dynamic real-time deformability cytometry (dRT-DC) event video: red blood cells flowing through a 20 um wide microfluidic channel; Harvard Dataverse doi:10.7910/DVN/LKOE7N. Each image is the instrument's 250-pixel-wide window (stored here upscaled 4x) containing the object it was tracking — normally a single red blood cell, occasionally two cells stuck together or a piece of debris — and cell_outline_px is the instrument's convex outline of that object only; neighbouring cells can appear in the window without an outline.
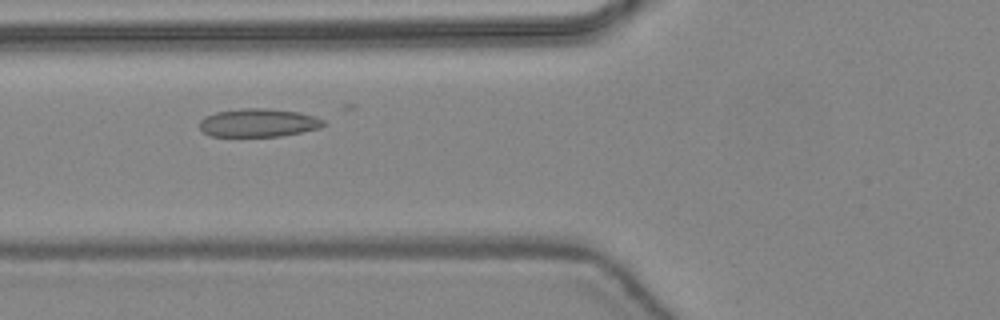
{"species": "common noctule bat (a hibernating species)", "species_latin": "Nyctalus noctula", "temperature_condition": "warm", "stored_images_in_passage": 36, "camera_frame_rate_fps": 3000, "um_per_image_px": 0.085, "animal": {"sex": "female", "body_mass_g": 24.6, "forearm_length_mm": 56.2}, "frame": {"image": 1, "passage_image": 14, "time_ms": 4.333, "image_size_px": [1000, 320], "cell_outline_px": [[328, 124], [320, 128], [280, 136], [212, 136], [204, 132], [200, 128], [200, 120], [204, 116], [216, 112], [240, 108], [268, 108], [300, 112], [324, 120]], "centroid_in_image_um": [21.97, 10.42], "position_along_channel_um": 103.8, "area_um2": 20.46}}
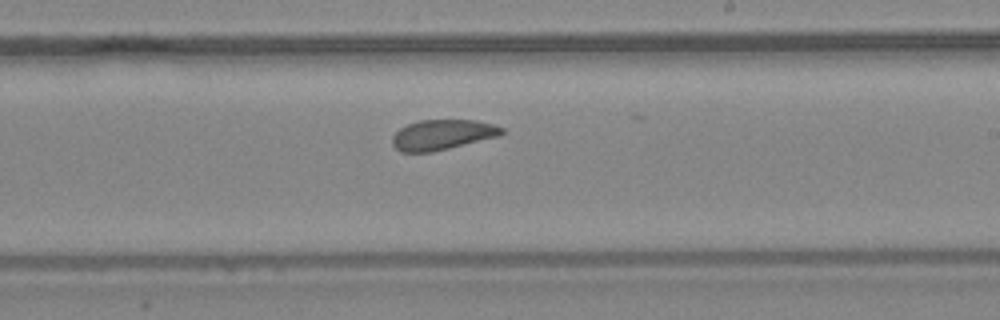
{"frame": {"image": 2, "passage_image": 24, "time_ms": 7.667, "image_size_px": [1000, 320], "cell_outline_px": [[504, 132], [500, 136], [432, 152], [400, 152], [392, 144], [392, 136], [400, 128], [408, 124], [420, 120], [476, 120], [492, 124], [504, 128]], "centroid_in_image_um": [37.6, 11.45], "position_along_channel_um": 251.4, "area_um2": 19.25}}
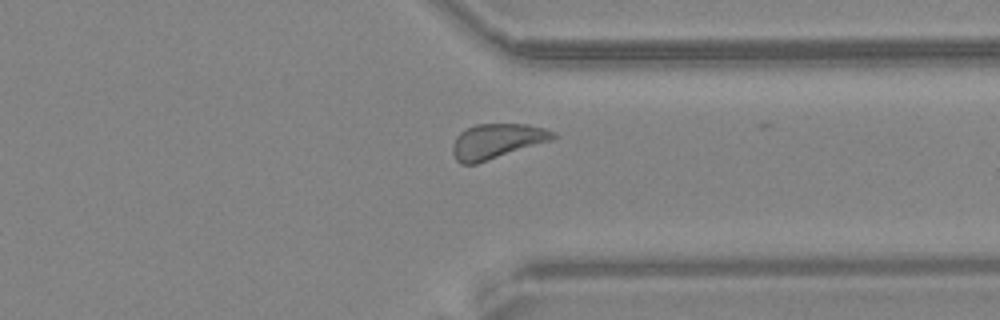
{"frame": {"image": 3, "passage_image": 32, "time_ms": 10.333, "image_size_px": [1000, 320], "cell_outline_px": [[556, 136], [552, 140], [476, 164], [460, 164], [456, 160], [452, 152], [452, 144], [456, 136], [460, 132], [476, 124], [528, 124], [544, 128], [556, 132]], "centroid_in_image_um": [42.21, 12.0], "position_along_channel_um": 369.2, "area_um2": 20.46}, "authors_computed_cell_mechanics": {"area_um2": 20.4612, "velocity_mm_per_s": 4.4223, "shape_relaxation_time_tau1_ms": 3.3316, "shape_relaxation_time_tau2_ms": 1.4123, "deformation_change_tau1": 0.1015, "deformation_change_tau2": 0.0571}}